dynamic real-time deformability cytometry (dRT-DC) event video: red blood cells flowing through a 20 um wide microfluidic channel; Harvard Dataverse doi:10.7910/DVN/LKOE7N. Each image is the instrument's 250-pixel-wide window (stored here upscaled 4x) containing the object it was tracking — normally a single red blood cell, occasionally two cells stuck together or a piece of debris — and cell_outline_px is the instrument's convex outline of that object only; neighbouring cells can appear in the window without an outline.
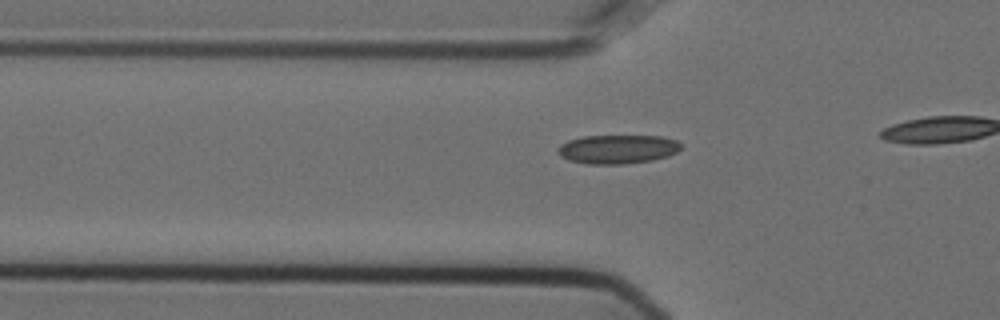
{"species": "Egyptian fruit bat (a non-hibernating species)", "species_latin": "Rousettus aegyptiacus", "temperature_condition": "cold", "stored_images_in_passage": 21, "camera_frame_rate_fps": 3000, "um_per_image_px": 0.085, "animal": {"sex": "female"}, "frame": {"image": 1, "passage_image": 15, "time_ms": 4.667, "image_size_px": [1000, 320], "cell_outline_px": [[680, 148], [676, 152], [668, 156], [652, 160], [620, 164], [588, 164], [568, 160], [560, 156], [556, 148], [560, 144], [568, 140], [584, 136], [660, 136], [676, 140], [680, 144]], "centroid_in_image_um": [52.45, 12.68], "position_along_channel_um": 73.4, "area_um2": 20.69}}
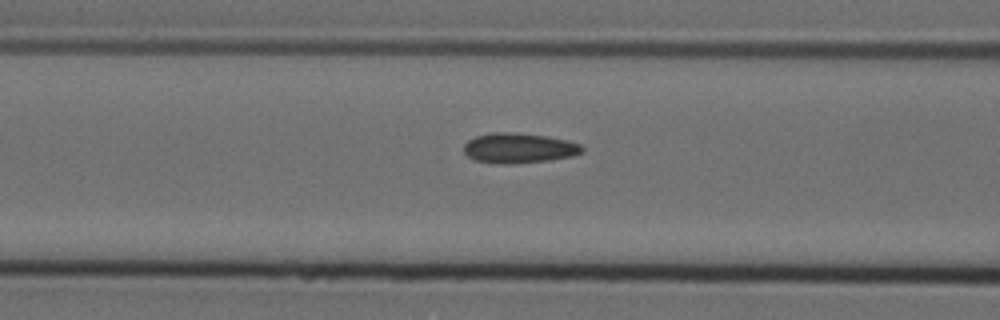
{"frame": {"image": 2, "passage_image": 19, "time_ms": 6.0, "image_size_px": [1000, 320], "cell_outline_px": [[584, 152], [572, 156], [548, 160], [512, 164], [500, 164], [472, 160], [464, 152], [464, 144], [468, 140], [476, 136], [492, 132], [512, 132], [548, 136], [568, 140], [580, 144], [584, 148]], "centroid_in_image_um": [44.1, 12.58], "position_along_channel_um": 122.5, "area_um2": 20.92}}